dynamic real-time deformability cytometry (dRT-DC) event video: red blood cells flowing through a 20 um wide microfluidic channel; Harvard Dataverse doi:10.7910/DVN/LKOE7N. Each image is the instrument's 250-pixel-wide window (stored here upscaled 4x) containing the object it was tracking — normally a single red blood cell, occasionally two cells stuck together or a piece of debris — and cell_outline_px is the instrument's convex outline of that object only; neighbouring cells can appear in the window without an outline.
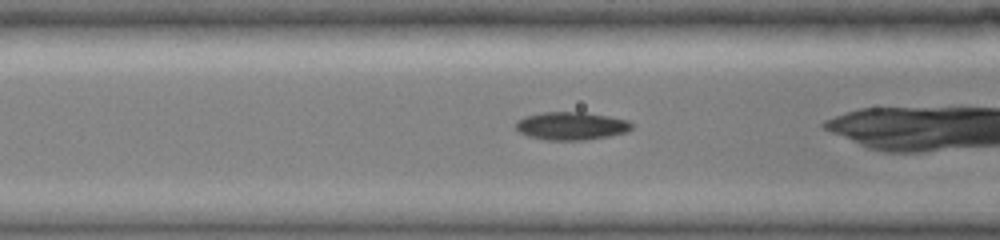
{"species": "common noctule bat (a hibernating species)", "species_latin": "Nyctalus noctula", "temperature_condition": "cold", "stored_images_in_passage": 41, "camera_frame_rate_fps": 3000, "um_per_image_px": 0.085, "animal": {"sex": "female", "body_mass_g": 19.0, "forearm_length_mm": 51.5}, "frame": {"image": 1, "passage_image": 14, "time_ms": 4.333, "image_size_px": [1000, 240], "cell_outline_px": [[632, 128], [628, 132], [608, 136], [584, 140], [544, 140], [528, 136], [520, 132], [516, 128], [516, 124], [524, 116], [544, 112], [584, 112], [608, 116], [628, 120], [632, 124]], "centroid_in_image_um": [48.57, 10.7], "position_along_channel_um": 118.0, "area_um2": 18.84}}
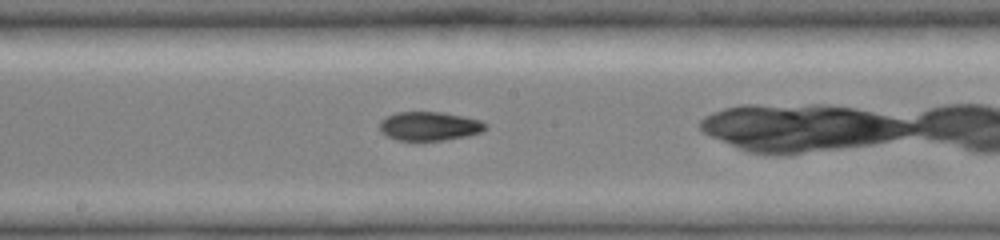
{"frame": {"image": 2, "passage_image": 26, "time_ms": 6.667, "image_size_px": [1000, 240], "cell_outline_px": [[488, 128], [480, 132], [468, 136], [444, 140], [396, 140], [380, 132], [380, 120], [396, 112], [440, 112], [464, 116], [480, 120], [488, 124]], "centroid_in_image_um": [36.52, 10.72], "position_along_channel_um": 211.7, "area_um2": 17.86}}
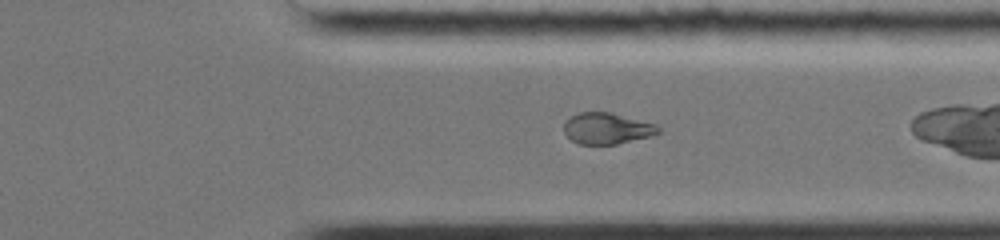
{"frame": {"image": 3, "passage_image": 37, "time_ms": 10.333, "image_size_px": [1000, 240], "cell_outline_px": [[660, 132], [648, 136], [616, 144], [580, 144], [572, 140], [564, 132], [564, 124], [572, 116], [580, 112], [608, 112], [656, 124], [660, 128]], "centroid_in_image_um": [51.58, 10.91], "position_along_channel_um": 359.8, "area_um2": 16.76}}